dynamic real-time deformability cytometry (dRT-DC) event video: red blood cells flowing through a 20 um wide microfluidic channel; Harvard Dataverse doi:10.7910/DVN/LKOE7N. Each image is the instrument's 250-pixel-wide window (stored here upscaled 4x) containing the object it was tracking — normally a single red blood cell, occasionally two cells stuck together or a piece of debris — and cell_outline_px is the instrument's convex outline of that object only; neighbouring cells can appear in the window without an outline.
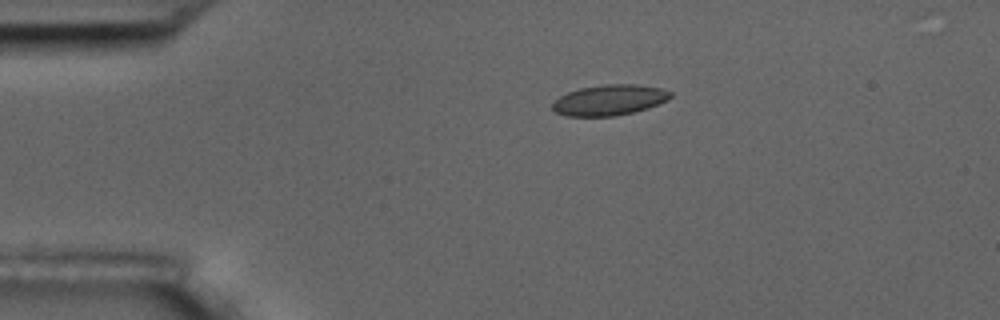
{"species": "common noctule bat (a hibernating species)", "species_latin": "Nyctalus noctula", "temperature_condition": "room temperature", "stored_images_in_passage": 15, "camera_frame_rate_fps": 3000, "um_per_image_px": 0.085, "animal": {"sex": "male", "body_mass_g": 17.5, "forearm_length_mm": 52.3}, "frame": {"image": 1, "passage_image": 3, "time_ms": 3.0, "image_size_px": [1000, 320], "cell_outline_px": [[672, 96], [668, 100], [648, 108], [616, 116], [568, 116], [556, 112], [552, 108], [552, 104], [560, 96], [568, 92], [580, 88], [604, 84], [636, 84], [660, 88], [672, 92]], "centroid_in_image_um": [51.82, 8.5], "position_along_channel_um": 33.2, "area_um2": 20.98}}
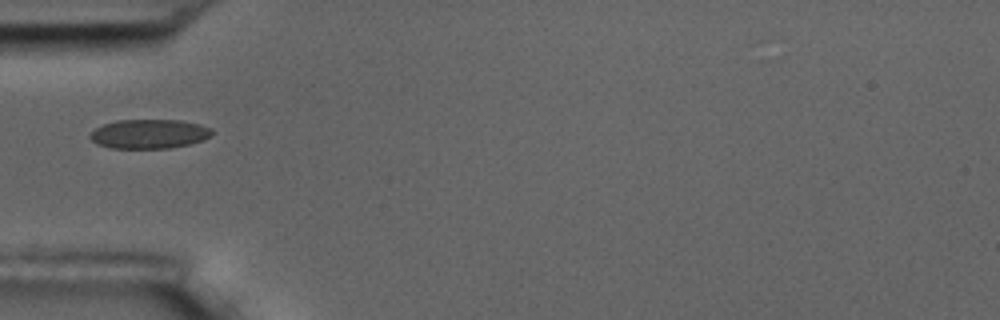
{"frame": {"image": 2, "passage_image": 5, "time_ms": 5.333, "image_size_px": [1000, 320], "cell_outline_px": [[212, 132], [208, 136], [200, 140], [188, 144], [168, 148], [112, 148], [96, 144], [88, 136], [96, 128], [104, 124], [116, 120], [180, 120], [200, 124], [212, 128]], "centroid_in_image_um": [12.64, 11.37], "position_along_channel_um": 72.4, "area_um2": 20.58}}
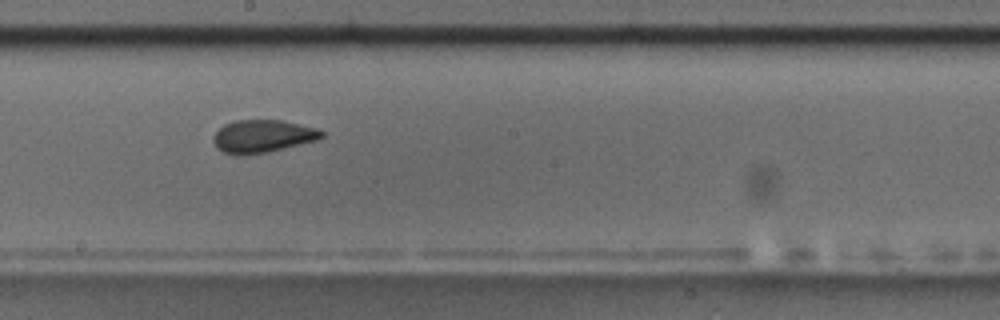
{"frame": {"image": 3, "passage_image": 9, "time_ms": 9.667, "image_size_px": [1000, 320], "cell_outline_px": [[324, 136], [320, 140], [268, 152], [244, 156], [236, 156], [224, 152], [216, 148], [212, 140], [212, 136], [224, 124], [236, 120], [280, 120], [316, 128], [324, 132]], "centroid_in_image_um": [22.31, 11.6], "position_along_channel_um": 225.9, "area_um2": 20.98}, "authors_computed_cell_mechanics": {"area_um2": 20.808, "velocity_mm_per_s": 3.5513, "shape_relaxation_time_tau1_ms": null, "shape_relaxation_time_tau2_ms": 1.1604, "deformation_change_tau1": null, "deformation_change_tau2": 0.0686}}